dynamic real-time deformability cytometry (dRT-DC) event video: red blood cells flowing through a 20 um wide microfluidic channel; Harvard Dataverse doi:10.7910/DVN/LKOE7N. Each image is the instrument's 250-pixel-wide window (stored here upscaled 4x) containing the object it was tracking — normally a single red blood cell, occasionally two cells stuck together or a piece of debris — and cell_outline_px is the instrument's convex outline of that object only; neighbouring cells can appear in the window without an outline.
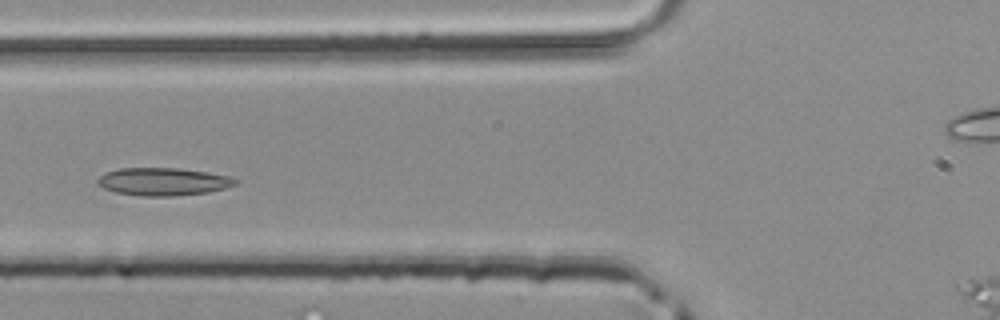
{"species": "common noctule bat (a hibernating species)", "species_latin": "Nyctalus noctula", "temperature_condition": "room temperature", "stored_images_in_passage": 36, "camera_frame_rate_fps": 3000, "um_per_image_px": 0.085, "animal": {"sex": "male", "body_mass_g": 20.4}, "frame": {"image": 1, "passage_image": 9, "time_ms": 2.667, "image_size_px": [1000, 320], "cell_outline_px": [[240, 180], [236, 184], [224, 188], [208, 192], [172, 196], [140, 196], [116, 192], [104, 188], [96, 184], [96, 180], [100, 176], [108, 172], [120, 168], [176, 168], [208, 172], [228, 176]], "centroid_in_image_um": [13.86, 15.44], "position_along_channel_um": 111.9, "area_um2": 22.2}}
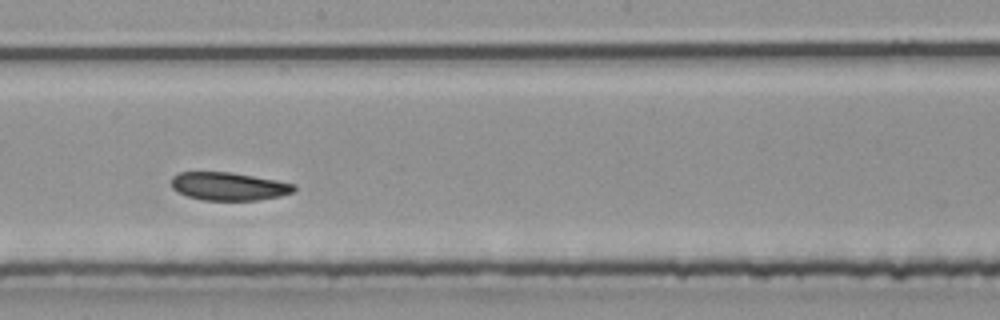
{"frame": {"image": 2, "passage_image": 17, "time_ms": 5.333, "image_size_px": [1000, 320], "cell_outline_px": [[296, 192], [280, 196], [256, 200], [204, 200], [188, 196], [176, 192], [172, 188], [172, 176], [180, 172], [232, 172], [276, 180], [296, 184]], "centroid_in_image_um": [19.46, 15.83], "position_along_channel_um": 228.7, "area_um2": 20.17}}
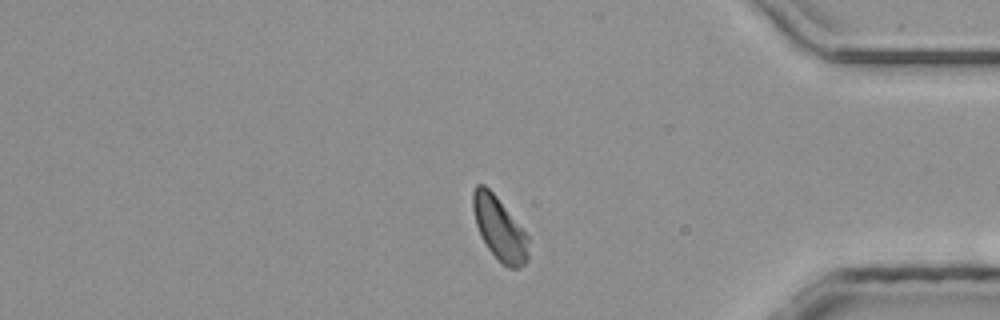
{"frame": {"image": 3, "passage_image": 30, "time_ms": 9.667, "image_size_px": [1000, 320], "cell_outline_px": [[528, 260], [520, 268], [508, 268], [488, 248], [476, 224], [472, 208], [472, 192], [476, 184], [484, 184], [496, 196], [528, 236]], "centroid_in_image_um": [42.44, 19.41], "position_along_channel_um": 392.8, "area_um2": 20.0}}